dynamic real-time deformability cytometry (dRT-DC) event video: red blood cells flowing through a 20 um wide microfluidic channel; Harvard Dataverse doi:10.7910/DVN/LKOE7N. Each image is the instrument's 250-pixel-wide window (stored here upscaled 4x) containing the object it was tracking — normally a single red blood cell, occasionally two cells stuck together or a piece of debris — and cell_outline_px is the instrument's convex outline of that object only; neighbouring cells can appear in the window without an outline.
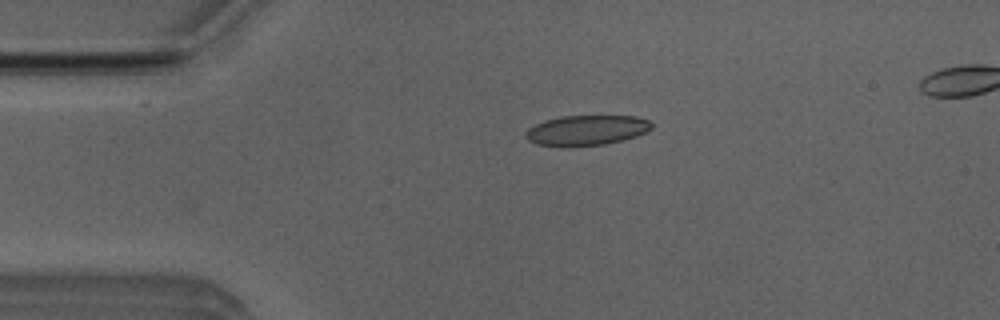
{"species": "Egyptian fruit bat (a non-hibernating species)", "species_latin": "Rousettus aegyptiacus", "temperature_condition": "room temperature", "stored_images_in_passage": 45, "camera_frame_rate_fps": 3000, "um_per_image_px": 0.085, "animal": {"sex": "male"}, "frame": {"image": 1, "passage_image": 4, "time_ms": 1.0, "image_size_px": [1000, 320], "cell_outline_px": [[652, 128], [636, 136], [624, 140], [604, 144], [564, 148], [560, 148], [536, 144], [528, 140], [524, 136], [524, 132], [528, 128], [544, 120], [560, 116], [636, 116], [648, 120], [652, 124]], "centroid_in_image_um": [49.79, 11.09], "position_along_channel_um": 35.2, "area_um2": 22.54}}
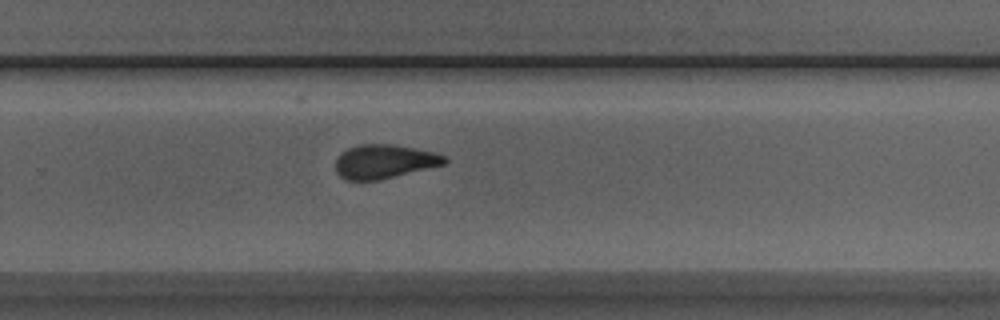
{"frame": {"image": 2, "passage_image": 27, "time_ms": 8.667, "image_size_px": [1000, 320], "cell_outline_px": [[448, 160], [444, 164], [380, 180], [344, 180], [336, 172], [336, 160], [340, 152], [356, 144], [392, 144], [432, 152], [444, 156]], "centroid_in_image_um": [32.6, 13.73], "position_along_channel_um": 297.2, "area_um2": 21.44}}
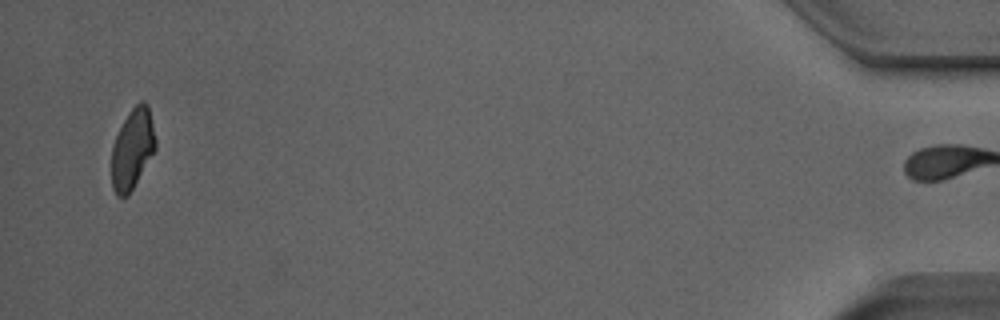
{"frame": {"image": 3, "passage_image": 44, "time_ms": 14.333, "image_size_px": [1000, 320], "cell_outline_px": [[156, 148], [128, 196], [116, 196], [112, 188], [112, 148], [116, 136], [128, 112], [140, 100], [144, 100], [148, 104], [156, 140]], "centroid_in_image_um": [11.26, 12.64], "position_along_channel_um": 423.9, "area_um2": 20.4}, "authors_computed_cell_mechanics": {"area_um2": 22.0218, "velocity_mm_per_s": 3.8663, "shape_relaxation_time_tau1_ms": 6.6377, "shape_relaxation_time_tau2_ms": 1.7938, "deformation_change_tau1": 0.1658, "deformation_change_tau2": 0.0909}}